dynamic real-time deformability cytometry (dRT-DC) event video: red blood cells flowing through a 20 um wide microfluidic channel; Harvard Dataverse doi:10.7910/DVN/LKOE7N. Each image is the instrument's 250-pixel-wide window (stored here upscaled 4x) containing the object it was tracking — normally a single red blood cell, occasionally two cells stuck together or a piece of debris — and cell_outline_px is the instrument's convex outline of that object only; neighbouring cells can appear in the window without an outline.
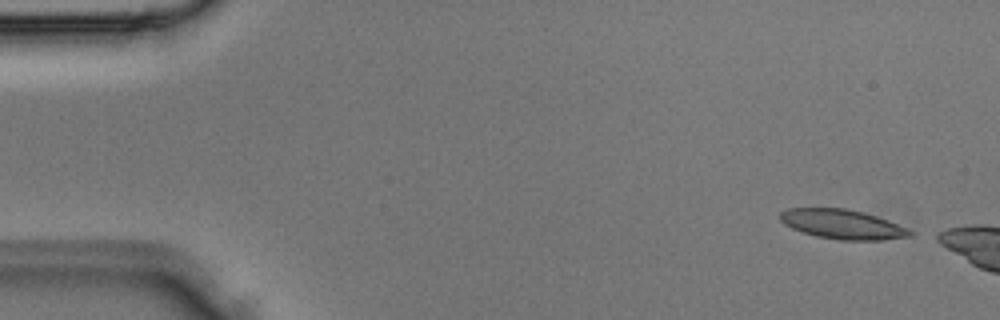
{"species": "Egyptian fruit bat (a non-hibernating species)", "species_latin": "Rousettus aegyptiacus", "temperature_condition": "room temperature", "stored_images_in_passage": 4, "camera_frame_rate_fps": 3000, "um_per_image_px": 0.085, "animal": {"sex": "male"}, "frame": {"image": 1, "passage_image": 1, "time_ms": 0.0, "image_size_px": [1000, 320], "cell_outline_px": [[912, 236], [880, 240], [840, 240], [816, 236], [792, 228], [784, 224], [780, 220], [780, 212], [788, 208], [844, 208], [864, 212], [888, 220], [908, 228], [912, 232]], "centroid_in_image_um": [71.61, 19.06], "position_along_channel_um": 13.4, "area_um2": 22.25}}